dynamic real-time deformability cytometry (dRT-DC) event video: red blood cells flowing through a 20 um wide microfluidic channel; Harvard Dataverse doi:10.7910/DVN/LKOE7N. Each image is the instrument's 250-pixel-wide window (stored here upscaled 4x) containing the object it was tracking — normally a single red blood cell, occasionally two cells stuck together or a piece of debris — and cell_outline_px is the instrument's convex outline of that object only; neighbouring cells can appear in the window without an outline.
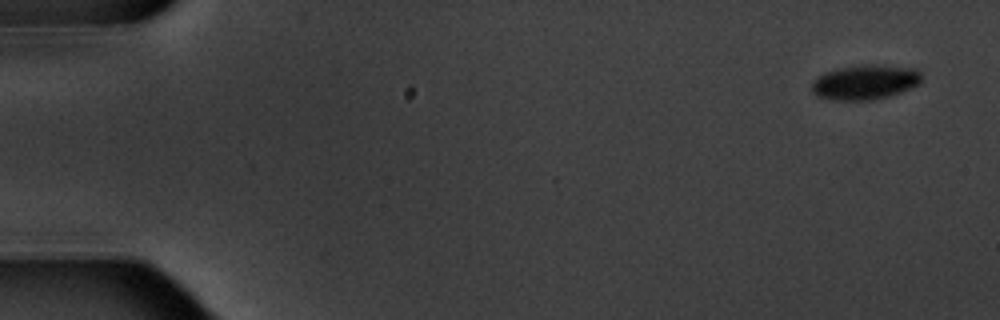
{"species": "common noctule bat (a hibernating species)", "species_latin": "Nyctalus noctula", "temperature_condition": "warm", "stored_images_in_passage": 5, "camera_frame_rate_fps": 3000, "um_per_image_px": 0.085, "animal": {"sex": "male", "body_mass_g": 20.1, "forearm_length_mm": 53.5}, "frame": {"image": 1, "passage_image": 1, "time_ms": 0.0, "image_size_px": [1000, 320], "cell_outline_px": [[920, 84], [900, 92], [888, 96], [872, 100], [832, 100], [816, 96], [812, 92], [812, 80], [816, 76], [824, 72], [840, 68], [864, 64], [880, 64], [916, 68], [920, 72]], "centroid_in_image_um": [73.5, 6.97], "position_along_channel_um": 11.5, "area_um2": 22.48}}
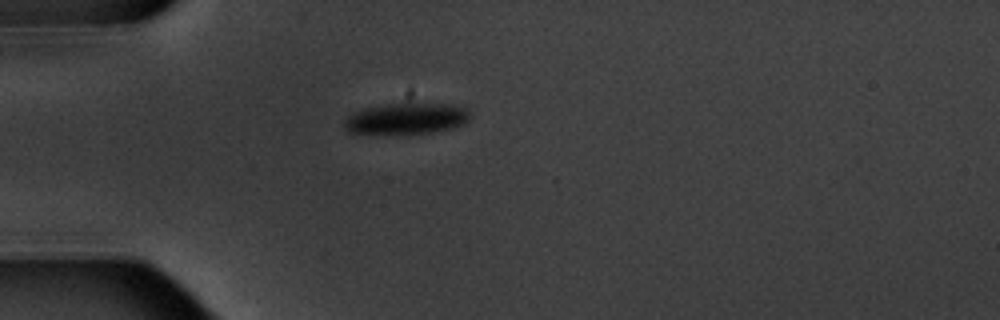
{"frame": {"image": 2, "passage_image": 5, "time_ms": 4.667, "image_size_px": [1000, 320], "cell_outline_px": [[468, 120], [464, 124], [452, 128], [432, 132], [400, 136], [392, 136], [348, 132], [344, 128], [344, 120], [348, 116], [364, 108], [400, 100], [416, 100], [452, 104], [468, 108]], "centroid_in_image_um": [34.53, 10.05], "position_along_channel_um": 50.5, "area_um2": 24.68}}